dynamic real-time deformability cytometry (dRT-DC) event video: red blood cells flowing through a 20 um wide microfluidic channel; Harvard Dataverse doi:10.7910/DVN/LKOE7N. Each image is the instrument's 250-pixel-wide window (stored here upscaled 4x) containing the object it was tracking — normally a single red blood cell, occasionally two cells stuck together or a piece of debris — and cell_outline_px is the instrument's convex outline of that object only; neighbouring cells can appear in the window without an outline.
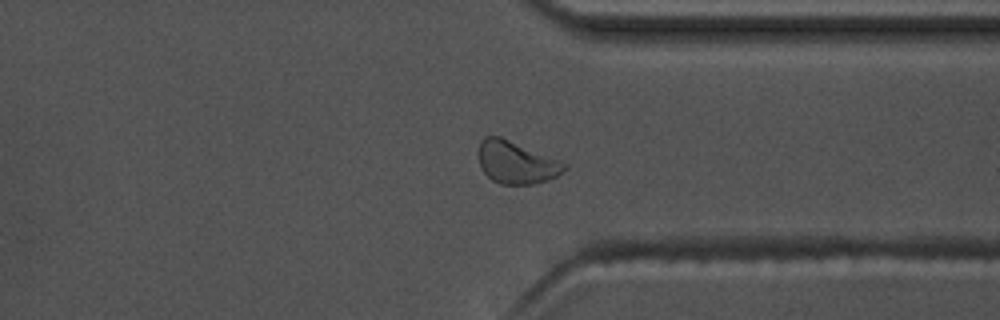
{"species": "common noctule bat (a hibernating species)", "species_latin": "Nyctalus noctula", "temperature_condition": "warm", "stored_images_in_passage": 56, "camera_frame_rate_fps": 3000, "um_per_image_px": 0.085, "animal": {"sex": "male", "body_mass_g": 17.5, "forearm_length_mm": 52.3}, "frame": {"image": 1, "passage_image": 43, "time_ms": 14.0, "image_size_px": [1000, 320], "cell_outline_px": [[568, 168], [556, 176], [548, 180], [536, 184], [500, 184], [492, 180], [480, 168], [480, 140], [484, 136], [500, 136], [560, 160], [568, 164]], "centroid_in_image_um": [43.91, 13.81], "position_along_channel_um": 367.5, "area_um2": 21.21}}
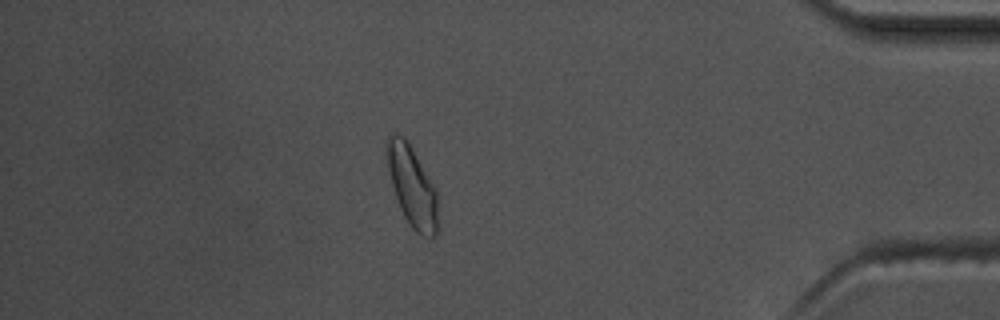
{"frame": {"image": 2, "passage_image": 49, "time_ms": 16.0, "image_size_px": [1000, 320], "cell_outline_px": [[440, 228], [432, 240], [420, 236], [408, 224], [400, 208], [392, 184], [384, 152], [384, 144], [388, 136], [396, 132], [408, 140], [436, 188]], "centroid_in_image_um": [35.05, 15.87], "position_along_channel_um": 400.1, "area_um2": 24.85}, "authors_computed_cell_mechanics": {"area_um2": 21.0103, "velocity_mm_per_s": 3.6783, "shape_relaxation_time_tau1_ms": null, "shape_relaxation_time_tau2_ms": 3.143, "deformation_change_tau1": null, "deformation_change_tau2": 0.0813}}